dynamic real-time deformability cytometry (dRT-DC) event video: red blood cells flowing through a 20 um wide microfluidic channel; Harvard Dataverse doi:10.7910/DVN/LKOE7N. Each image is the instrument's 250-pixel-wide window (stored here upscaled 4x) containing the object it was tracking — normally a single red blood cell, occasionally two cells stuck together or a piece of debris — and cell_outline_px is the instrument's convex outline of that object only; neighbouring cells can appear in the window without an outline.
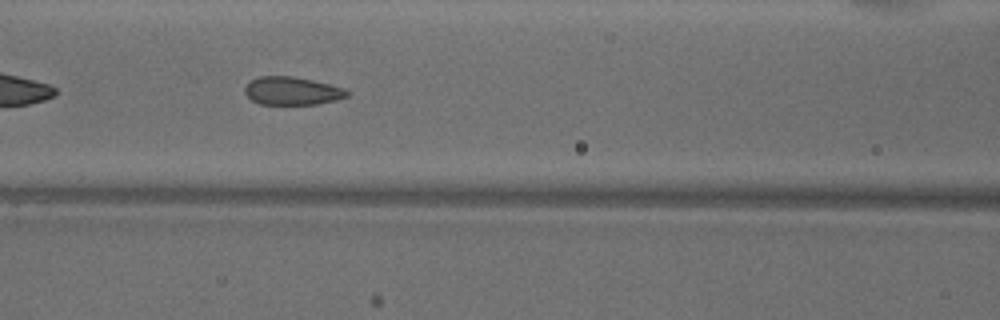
{"species": "common noctule bat (a hibernating species)", "species_latin": "Nyctalus noctula", "temperature_condition": "warm", "stored_images_in_passage": 36, "camera_frame_rate_fps": 3000, "um_per_image_px": 0.085, "animal": {"sex": "male", "body_mass_g": 18.8}, "frame": {"image": 1, "passage_image": 6, "time_ms": 1.667, "image_size_px": [1000, 320], "cell_outline_px": [[352, 92], [348, 96], [336, 100], [316, 104], [260, 104], [252, 100], [244, 92], [244, 88], [252, 80], [260, 76], [292, 76], [312, 80], [344, 88]], "centroid_in_image_um": [24.85, 7.73], "position_along_channel_um": 141.7, "area_um2": 16.65}}